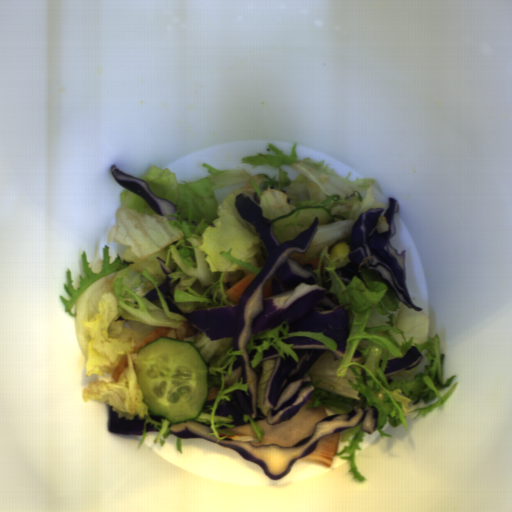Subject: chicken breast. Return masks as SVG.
Returning a JSON list of instances; mask_svg holds the SVG:
<instances>
[{
    "label": "chicken breast",
    "instance_id": "obj_2",
    "mask_svg": "<svg viewBox=\"0 0 512 512\" xmlns=\"http://www.w3.org/2000/svg\"><path fill=\"white\" fill-rule=\"evenodd\" d=\"M340 432L323 436L316 448L299 460L322 466L325 468H332L336 454L339 448Z\"/></svg>",
    "mask_w": 512,
    "mask_h": 512
},
{
    "label": "chicken breast",
    "instance_id": "obj_3",
    "mask_svg": "<svg viewBox=\"0 0 512 512\" xmlns=\"http://www.w3.org/2000/svg\"><path fill=\"white\" fill-rule=\"evenodd\" d=\"M173 329L165 326H157L152 332H150L140 343H138L132 354H138L140 348L150 344L155 339H159L160 337H167L168 332Z\"/></svg>",
    "mask_w": 512,
    "mask_h": 512
},
{
    "label": "chicken breast",
    "instance_id": "obj_1",
    "mask_svg": "<svg viewBox=\"0 0 512 512\" xmlns=\"http://www.w3.org/2000/svg\"><path fill=\"white\" fill-rule=\"evenodd\" d=\"M313 402L314 399L309 397L294 417L276 424H268L267 419L254 421L264 432L261 440L251 423L223 429L234 434L226 437V440L249 441L255 447L278 445L282 448H292L312 435L316 424L328 417L323 405L306 409Z\"/></svg>",
    "mask_w": 512,
    "mask_h": 512
},
{
    "label": "chicken breast",
    "instance_id": "obj_4",
    "mask_svg": "<svg viewBox=\"0 0 512 512\" xmlns=\"http://www.w3.org/2000/svg\"><path fill=\"white\" fill-rule=\"evenodd\" d=\"M128 368V360L127 355L122 358V360L115 366L111 376L112 379L116 382L119 377L123 374L124 370Z\"/></svg>",
    "mask_w": 512,
    "mask_h": 512
},
{
    "label": "chicken breast",
    "instance_id": "obj_5",
    "mask_svg": "<svg viewBox=\"0 0 512 512\" xmlns=\"http://www.w3.org/2000/svg\"><path fill=\"white\" fill-rule=\"evenodd\" d=\"M219 390H221V389L219 387H217L216 385H212L211 387H209L206 401H210V400L214 399L215 397H217Z\"/></svg>",
    "mask_w": 512,
    "mask_h": 512
}]
</instances>
